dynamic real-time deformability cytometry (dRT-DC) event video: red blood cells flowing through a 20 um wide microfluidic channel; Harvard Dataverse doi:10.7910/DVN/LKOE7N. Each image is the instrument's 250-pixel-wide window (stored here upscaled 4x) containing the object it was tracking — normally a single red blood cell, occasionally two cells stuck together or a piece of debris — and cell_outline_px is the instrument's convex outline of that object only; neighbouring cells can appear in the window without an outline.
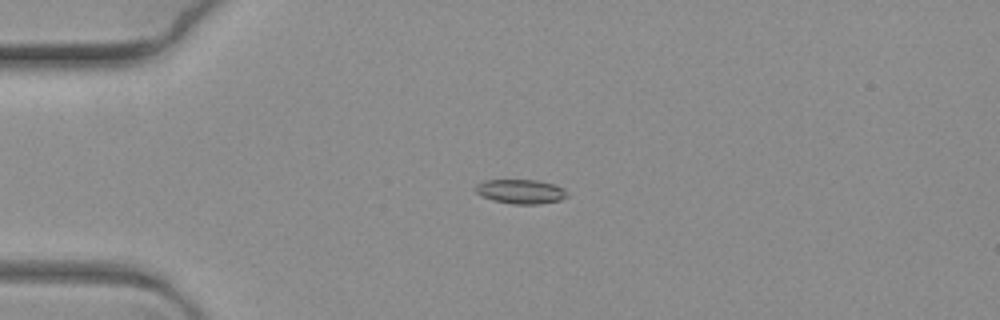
{"species": "common noctule bat (a hibernating species)", "species_latin": "Nyctalus noctula", "temperature_condition": "warm", "stored_images_in_passage": 8, "camera_frame_rate_fps": 3000, "um_per_image_px": 0.085, "animal": {"sex": "female", "body_mass_g": 19.3, "forearm_length_mm": 54.1}, "frame": {"image": 1, "passage_image": 2, "time_ms": 0.333, "image_size_px": [1000, 320], "cell_outline_px": [[568, 196], [560, 200], [540, 204], [512, 204], [492, 200], [476, 192], [476, 184], [484, 180], [536, 180], [552, 184], [564, 188], [568, 192]], "centroid_in_image_um": [44.28, 16.28], "position_along_channel_um": 40.7, "area_um2": 12.95}}
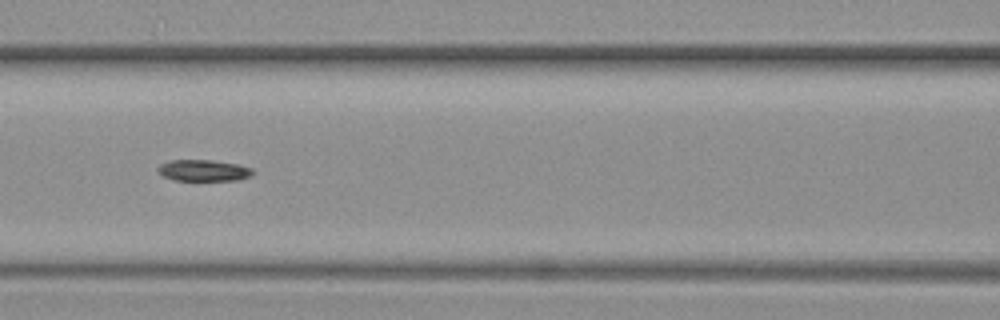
{"frame": {"image": 2, "passage_image": 5, "time_ms": 1.333, "image_size_px": [1000, 320], "cell_outline_px": [[256, 172], [240, 180], [172, 180], [164, 176], [156, 168], [160, 164], [168, 160], [212, 160], [236, 164], [252, 168]], "centroid_in_image_um": [17.3, 14.48], "position_along_channel_um": 149.3, "area_um2": 11.79}}
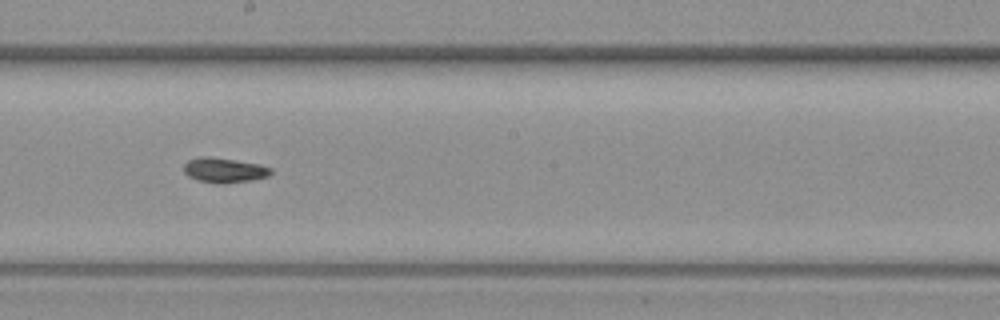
{"frame": {"image": 3, "passage_image": 7, "time_ms": 2.0, "image_size_px": [1000, 320], "cell_outline_px": [[272, 172], [268, 176], [252, 180], [220, 184], [216, 184], [196, 180], [188, 176], [184, 172], [184, 164], [188, 160], [200, 156], [208, 156], [236, 160], [260, 164], [272, 168]], "centroid_in_image_um": [19.04, 14.47], "position_along_channel_um": 229.2, "area_um2": 12.77}}